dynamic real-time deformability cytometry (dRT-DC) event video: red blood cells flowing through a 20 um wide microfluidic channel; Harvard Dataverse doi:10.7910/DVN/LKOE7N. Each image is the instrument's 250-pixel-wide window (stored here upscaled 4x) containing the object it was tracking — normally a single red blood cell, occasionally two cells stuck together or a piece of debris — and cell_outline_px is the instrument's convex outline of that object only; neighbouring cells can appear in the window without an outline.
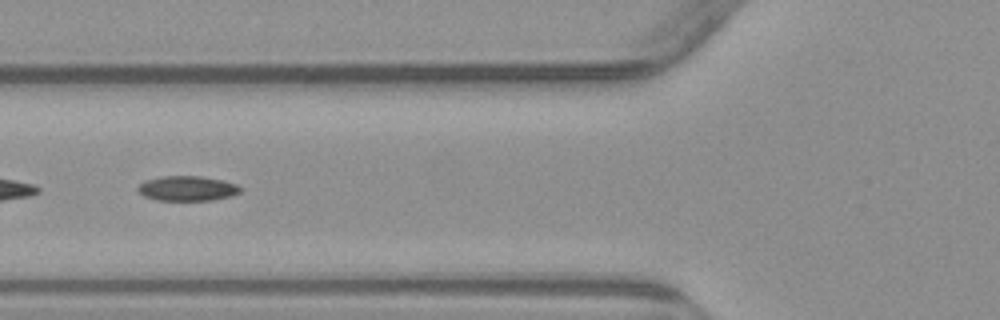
{"species": "common noctule bat (a hibernating species)", "species_latin": "Nyctalus noctula", "temperature_condition": "warm", "stored_images_in_passage": 5, "camera_frame_rate_fps": 3000, "um_per_image_px": 0.085, "animal": {"sex": "male", "body_mass_g": 23.1, "forearm_length_mm": 52.7}, "frame": {"image": 1, "passage_image": 5, "time_ms": 4.667, "image_size_px": [1000, 320], "cell_outline_px": [[244, 188], [240, 192], [232, 196], [212, 200], [156, 200], [144, 196], [136, 188], [144, 180], [160, 176], [200, 176], [224, 180], [240, 184]], "centroid_in_image_um": [15.97, 16.0], "position_along_channel_um": 109.8, "area_um2": 15.14}}